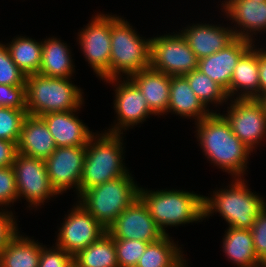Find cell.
<instances>
[{"label":"cell","instance_id":"cell-39","mask_svg":"<svg viewBox=\"0 0 266 267\" xmlns=\"http://www.w3.org/2000/svg\"><path fill=\"white\" fill-rule=\"evenodd\" d=\"M18 154L15 142L0 139V168L12 166Z\"/></svg>","mask_w":266,"mask_h":267},{"label":"cell","instance_id":"cell-15","mask_svg":"<svg viewBox=\"0 0 266 267\" xmlns=\"http://www.w3.org/2000/svg\"><path fill=\"white\" fill-rule=\"evenodd\" d=\"M107 232L113 239H135L148 243L164 236L139 197L117 217Z\"/></svg>","mask_w":266,"mask_h":267},{"label":"cell","instance_id":"cell-29","mask_svg":"<svg viewBox=\"0 0 266 267\" xmlns=\"http://www.w3.org/2000/svg\"><path fill=\"white\" fill-rule=\"evenodd\" d=\"M6 46L12 60L27 75L39 73L42 62V41L26 36L16 37Z\"/></svg>","mask_w":266,"mask_h":267},{"label":"cell","instance_id":"cell-32","mask_svg":"<svg viewBox=\"0 0 266 267\" xmlns=\"http://www.w3.org/2000/svg\"><path fill=\"white\" fill-rule=\"evenodd\" d=\"M148 244L135 239H114L119 267H135Z\"/></svg>","mask_w":266,"mask_h":267},{"label":"cell","instance_id":"cell-26","mask_svg":"<svg viewBox=\"0 0 266 267\" xmlns=\"http://www.w3.org/2000/svg\"><path fill=\"white\" fill-rule=\"evenodd\" d=\"M182 247L165 234L158 241L149 243L135 267H186Z\"/></svg>","mask_w":266,"mask_h":267},{"label":"cell","instance_id":"cell-11","mask_svg":"<svg viewBox=\"0 0 266 267\" xmlns=\"http://www.w3.org/2000/svg\"><path fill=\"white\" fill-rule=\"evenodd\" d=\"M227 113L221 114L229 123L232 132L252 152L266 137V113L258 99L232 98Z\"/></svg>","mask_w":266,"mask_h":267},{"label":"cell","instance_id":"cell-36","mask_svg":"<svg viewBox=\"0 0 266 267\" xmlns=\"http://www.w3.org/2000/svg\"><path fill=\"white\" fill-rule=\"evenodd\" d=\"M0 107L26 109V86L0 84Z\"/></svg>","mask_w":266,"mask_h":267},{"label":"cell","instance_id":"cell-41","mask_svg":"<svg viewBox=\"0 0 266 267\" xmlns=\"http://www.w3.org/2000/svg\"><path fill=\"white\" fill-rule=\"evenodd\" d=\"M260 103L262 104L264 111L266 113V93L263 94L259 99Z\"/></svg>","mask_w":266,"mask_h":267},{"label":"cell","instance_id":"cell-8","mask_svg":"<svg viewBox=\"0 0 266 267\" xmlns=\"http://www.w3.org/2000/svg\"><path fill=\"white\" fill-rule=\"evenodd\" d=\"M174 33L151 38L150 68L169 76H182L198 69L199 59L182 34Z\"/></svg>","mask_w":266,"mask_h":267},{"label":"cell","instance_id":"cell-31","mask_svg":"<svg viewBox=\"0 0 266 267\" xmlns=\"http://www.w3.org/2000/svg\"><path fill=\"white\" fill-rule=\"evenodd\" d=\"M26 109L0 107V139L18 144Z\"/></svg>","mask_w":266,"mask_h":267},{"label":"cell","instance_id":"cell-42","mask_svg":"<svg viewBox=\"0 0 266 267\" xmlns=\"http://www.w3.org/2000/svg\"><path fill=\"white\" fill-rule=\"evenodd\" d=\"M69 267H78V266L74 262H72Z\"/></svg>","mask_w":266,"mask_h":267},{"label":"cell","instance_id":"cell-17","mask_svg":"<svg viewBox=\"0 0 266 267\" xmlns=\"http://www.w3.org/2000/svg\"><path fill=\"white\" fill-rule=\"evenodd\" d=\"M221 7L225 16L238 24L237 27H232L236 38L255 43L253 34L266 31V1L225 0Z\"/></svg>","mask_w":266,"mask_h":267},{"label":"cell","instance_id":"cell-1","mask_svg":"<svg viewBox=\"0 0 266 267\" xmlns=\"http://www.w3.org/2000/svg\"><path fill=\"white\" fill-rule=\"evenodd\" d=\"M195 123V135L207 160L232 178H243L252 151L232 132L225 118L212 112Z\"/></svg>","mask_w":266,"mask_h":267},{"label":"cell","instance_id":"cell-4","mask_svg":"<svg viewBox=\"0 0 266 267\" xmlns=\"http://www.w3.org/2000/svg\"><path fill=\"white\" fill-rule=\"evenodd\" d=\"M99 134H94L86 146L80 193L130 173L123 161V136L106 130Z\"/></svg>","mask_w":266,"mask_h":267},{"label":"cell","instance_id":"cell-24","mask_svg":"<svg viewBox=\"0 0 266 267\" xmlns=\"http://www.w3.org/2000/svg\"><path fill=\"white\" fill-rule=\"evenodd\" d=\"M67 43L56 37L42 41V62L39 73L56 78H72L75 66Z\"/></svg>","mask_w":266,"mask_h":267},{"label":"cell","instance_id":"cell-19","mask_svg":"<svg viewBox=\"0 0 266 267\" xmlns=\"http://www.w3.org/2000/svg\"><path fill=\"white\" fill-rule=\"evenodd\" d=\"M73 112L76 113L78 110L52 112L40 116L53 136L56 147L87 146L95 134Z\"/></svg>","mask_w":266,"mask_h":267},{"label":"cell","instance_id":"cell-10","mask_svg":"<svg viewBox=\"0 0 266 267\" xmlns=\"http://www.w3.org/2000/svg\"><path fill=\"white\" fill-rule=\"evenodd\" d=\"M12 167L15 172L18 200L25 197L23 199L29 203L28 208L38 209L37 206L44 205L45 200L59 195L52 187L45 160L18 153Z\"/></svg>","mask_w":266,"mask_h":267},{"label":"cell","instance_id":"cell-20","mask_svg":"<svg viewBox=\"0 0 266 267\" xmlns=\"http://www.w3.org/2000/svg\"><path fill=\"white\" fill-rule=\"evenodd\" d=\"M17 146L18 153L43 160L57 148L45 121L29 114L22 124Z\"/></svg>","mask_w":266,"mask_h":267},{"label":"cell","instance_id":"cell-9","mask_svg":"<svg viewBox=\"0 0 266 267\" xmlns=\"http://www.w3.org/2000/svg\"><path fill=\"white\" fill-rule=\"evenodd\" d=\"M78 32L80 50L100 80L110 79L111 14L97 13Z\"/></svg>","mask_w":266,"mask_h":267},{"label":"cell","instance_id":"cell-7","mask_svg":"<svg viewBox=\"0 0 266 267\" xmlns=\"http://www.w3.org/2000/svg\"><path fill=\"white\" fill-rule=\"evenodd\" d=\"M122 18L111 15L110 79L129 78L150 67L151 39L140 37L130 23Z\"/></svg>","mask_w":266,"mask_h":267},{"label":"cell","instance_id":"cell-37","mask_svg":"<svg viewBox=\"0 0 266 267\" xmlns=\"http://www.w3.org/2000/svg\"><path fill=\"white\" fill-rule=\"evenodd\" d=\"M73 262V257L64 249L53 245L52 248L41 249L39 267H69Z\"/></svg>","mask_w":266,"mask_h":267},{"label":"cell","instance_id":"cell-34","mask_svg":"<svg viewBox=\"0 0 266 267\" xmlns=\"http://www.w3.org/2000/svg\"><path fill=\"white\" fill-rule=\"evenodd\" d=\"M18 201L15 172L12 166L0 168V208ZM12 203V205H11Z\"/></svg>","mask_w":266,"mask_h":267},{"label":"cell","instance_id":"cell-28","mask_svg":"<svg viewBox=\"0 0 266 267\" xmlns=\"http://www.w3.org/2000/svg\"><path fill=\"white\" fill-rule=\"evenodd\" d=\"M78 267H119L113 237L106 232L73 256Z\"/></svg>","mask_w":266,"mask_h":267},{"label":"cell","instance_id":"cell-38","mask_svg":"<svg viewBox=\"0 0 266 267\" xmlns=\"http://www.w3.org/2000/svg\"><path fill=\"white\" fill-rule=\"evenodd\" d=\"M0 254L5 249L7 244L17 235L20 231L17 228V221L12 211L0 208Z\"/></svg>","mask_w":266,"mask_h":267},{"label":"cell","instance_id":"cell-12","mask_svg":"<svg viewBox=\"0 0 266 267\" xmlns=\"http://www.w3.org/2000/svg\"><path fill=\"white\" fill-rule=\"evenodd\" d=\"M69 212L61 223L55 245L73 257L107 230L78 202Z\"/></svg>","mask_w":266,"mask_h":267},{"label":"cell","instance_id":"cell-23","mask_svg":"<svg viewBox=\"0 0 266 267\" xmlns=\"http://www.w3.org/2000/svg\"><path fill=\"white\" fill-rule=\"evenodd\" d=\"M168 112L183 118H193L198 122L215 111L207 109L190 88L187 78L182 75L171 76L167 114Z\"/></svg>","mask_w":266,"mask_h":267},{"label":"cell","instance_id":"cell-5","mask_svg":"<svg viewBox=\"0 0 266 267\" xmlns=\"http://www.w3.org/2000/svg\"><path fill=\"white\" fill-rule=\"evenodd\" d=\"M70 80L40 73L27 75V113L40 117L52 112L80 110L84 103L83 90Z\"/></svg>","mask_w":266,"mask_h":267},{"label":"cell","instance_id":"cell-3","mask_svg":"<svg viewBox=\"0 0 266 267\" xmlns=\"http://www.w3.org/2000/svg\"><path fill=\"white\" fill-rule=\"evenodd\" d=\"M203 195L183 190H145L139 187V198L147 206L158 228L165 234L168 226L204 220Z\"/></svg>","mask_w":266,"mask_h":267},{"label":"cell","instance_id":"cell-30","mask_svg":"<svg viewBox=\"0 0 266 267\" xmlns=\"http://www.w3.org/2000/svg\"><path fill=\"white\" fill-rule=\"evenodd\" d=\"M184 76L187 78L190 88L207 108L210 107L208 106L210 104H216V107L217 105L223 106L224 102L227 104L229 98L226 91L199 69Z\"/></svg>","mask_w":266,"mask_h":267},{"label":"cell","instance_id":"cell-43","mask_svg":"<svg viewBox=\"0 0 266 267\" xmlns=\"http://www.w3.org/2000/svg\"><path fill=\"white\" fill-rule=\"evenodd\" d=\"M251 1L263 2V1H266V0H251Z\"/></svg>","mask_w":266,"mask_h":267},{"label":"cell","instance_id":"cell-2","mask_svg":"<svg viewBox=\"0 0 266 267\" xmlns=\"http://www.w3.org/2000/svg\"><path fill=\"white\" fill-rule=\"evenodd\" d=\"M233 179L227 189L221 188L213 191L211 197H203L204 219L218 212L228 227L250 230L266 203L263 197L248 189L244 177Z\"/></svg>","mask_w":266,"mask_h":267},{"label":"cell","instance_id":"cell-6","mask_svg":"<svg viewBox=\"0 0 266 267\" xmlns=\"http://www.w3.org/2000/svg\"><path fill=\"white\" fill-rule=\"evenodd\" d=\"M131 173L82 191L77 202L106 230L139 197V186Z\"/></svg>","mask_w":266,"mask_h":267},{"label":"cell","instance_id":"cell-25","mask_svg":"<svg viewBox=\"0 0 266 267\" xmlns=\"http://www.w3.org/2000/svg\"><path fill=\"white\" fill-rule=\"evenodd\" d=\"M225 232L222 248L231 263L237 267L265 266L256 257L251 230L228 227Z\"/></svg>","mask_w":266,"mask_h":267},{"label":"cell","instance_id":"cell-16","mask_svg":"<svg viewBox=\"0 0 266 267\" xmlns=\"http://www.w3.org/2000/svg\"><path fill=\"white\" fill-rule=\"evenodd\" d=\"M253 45L248 40L236 38L224 49L199 59L198 69L220 85L230 99V82L234 68Z\"/></svg>","mask_w":266,"mask_h":267},{"label":"cell","instance_id":"cell-18","mask_svg":"<svg viewBox=\"0 0 266 267\" xmlns=\"http://www.w3.org/2000/svg\"><path fill=\"white\" fill-rule=\"evenodd\" d=\"M180 33L198 59L214 54L231 44L236 36L232 28L220 24L197 23L188 25Z\"/></svg>","mask_w":266,"mask_h":267},{"label":"cell","instance_id":"cell-33","mask_svg":"<svg viewBox=\"0 0 266 267\" xmlns=\"http://www.w3.org/2000/svg\"><path fill=\"white\" fill-rule=\"evenodd\" d=\"M26 77L12 60L7 46L0 42V84L26 86Z\"/></svg>","mask_w":266,"mask_h":267},{"label":"cell","instance_id":"cell-22","mask_svg":"<svg viewBox=\"0 0 266 267\" xmlns=\"http://www.w3.org/2000/svg\"><path fill=\"white\" fill-rule=\"evenodd\" d=\"M259 99V48L253 45L236 64L231 82L230 99Z\"/></svg>","mask_w":266,"mask_h":267},{"label":"cell","instance_id":"cell-14","mask_svg":"<svg viewBox=\"0 0 266 267\" xmlns=\"http://www.w3.org/2000/svg\"><path fill=\"white\" fill-rule=\"evenodd\" d=\"M86 155V146L57 147L45 160L47 174L58 194L76 189L80 194V181Z\"/></svg>","mask_w":266,"mask_h":267},{"label":"cell","instance_id":"cell-13","mask_svg":"<svg viewBox=\"0 0 266 267\" xmlns=\"http://www.w3.org/2000/svg\"><path fill=\"white\" fill-rule=\"evenodd\" d=\"M111 78L105 80L106 83L116 84L114 94V110L116 112L115 124L108 129L109 133H117L123 135V130L133 128L146 121V118L155 114L150 110L144 95L138 87L129 79L124 78ZM117 122V123H116ZM122 131V132H121Z\"/></svg>","mask_w":266,"mask_h":267},{"label":"cell","instance_id":"cell-21","mask_svg":"<svg viewBox=\"0 0 266 267\" xmlns=\"http://www.w3.org/2000/svg\"><path fill=\"white\" fill-rule=\"evenodd\" d=\"M144 95L150 110L157 116L167 113L171 76L150 67L129 77Z\"/></svg>","mask_w":266,"mask_h":267},{"label":"cell","instance_id":"cell-27","mask_svg":"<svg viewBox=\"0 0 266 267\" xmlns=\"http://www.w3.org/2000/svg\"><path fill=\"white\" fill-rule=\"evenodd\" d=\"M17 233L0 254V267H39L40 242Z\"/></svg>","mask_w":266,"mask_h":267},{"label":"cell","instance_id":"cell-40","mask_svg":"<svg viewBox=\"0 0 266 267\" xmlns=\"http://www.w3.org/2000/svg\"><path fill=\"white\" fill-rule=\"evenodd\" d=\"M266 93V49L259 48V98Z\"/></svg>","mask_w":266,"mask_h":267},{"label":"cell","instance_id":"cell-35","mask_svg":"<svg viewBox=\"0 0 266 267\" xmlns=\"http://www.w3.org/2000/svg\"><path fill=\"white\" fill-rule=\"evenodd\" d=\"M250 230L256 257L266 266V207L259 213Z\"/></svg>","mask_w":266,"mask_h":267}]
</instances>
